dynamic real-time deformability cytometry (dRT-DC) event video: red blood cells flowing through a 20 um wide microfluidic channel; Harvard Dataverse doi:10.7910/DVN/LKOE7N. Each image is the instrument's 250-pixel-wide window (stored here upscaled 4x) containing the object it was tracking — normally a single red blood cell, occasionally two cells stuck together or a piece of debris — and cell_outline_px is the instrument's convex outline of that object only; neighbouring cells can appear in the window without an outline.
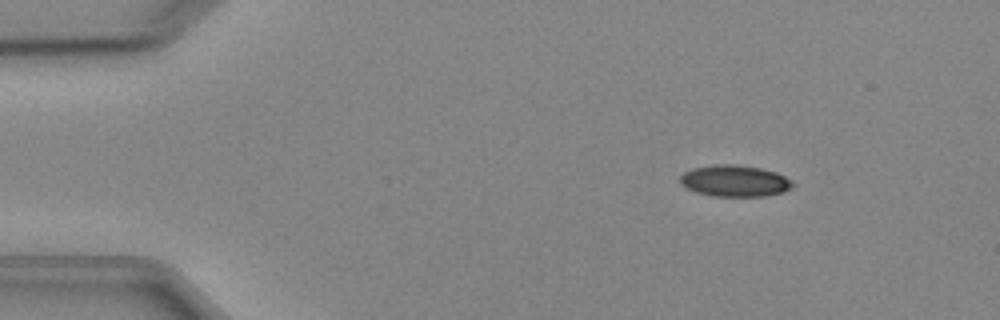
{"species": "Egyptian fruit bat (a non-hibernating species)", "species_latin": "Rousettus aegyptiacus", "temperature_condition": "cold", "stored_images_in_passage": 4, "camera_frame_rate_fps": 3000, "um_per_image_px": 0.085, "animal": {"sex": "female"}, "frame": {"image": 1, "passage_image": 1, "time_ms": 0.0, "image_size_px": [1000, 320], "cell_outline_px": [[796, 184], [792, 188], [784, 192], [764, 196], [712, 196], [696, 192], [680, 184], [680, 176], [684, 172], [692, 168], [716, 164], [736, 164], [760, 168], [776, 172], [792, 180]], "centroid_in_image_um": [62.47, 15.37], "position_along_channel_um": 22.5, "area_um2": 20.81}}